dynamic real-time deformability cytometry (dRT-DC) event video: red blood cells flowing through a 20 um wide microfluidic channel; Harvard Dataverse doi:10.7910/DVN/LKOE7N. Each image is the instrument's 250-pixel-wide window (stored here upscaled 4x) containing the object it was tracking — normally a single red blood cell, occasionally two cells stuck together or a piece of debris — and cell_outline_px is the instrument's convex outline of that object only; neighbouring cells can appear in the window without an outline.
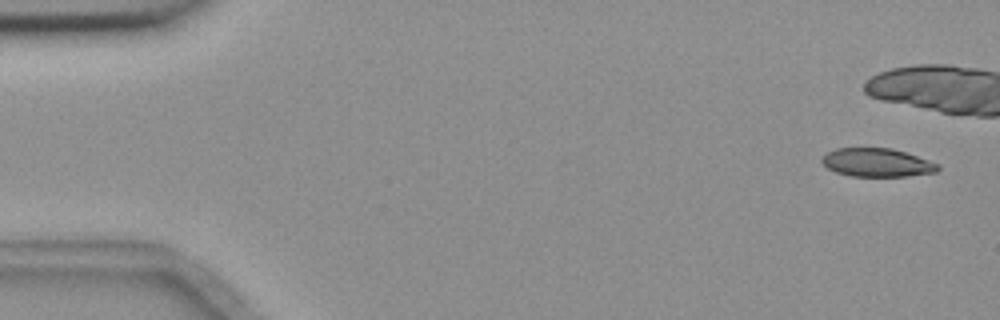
{"species": "common noctule bat (a hibernating species)", "species_latin": "Nyctalus noctula", "temperature_condition": "room temperature", "stored_images_in_passage": 8, "camera_frame_rate_fps": 3000, "um_per_image_px": 0.085, "animal": {"sex": "female", "body_mass_g": 18.4}, "frame": {"image": 1, "passage_image": 1, "time_ms": 0.0, "image_size_px": [1000, 320], "cell_outline_px": [[940, 168], [936, 172], [908, 176], [852, 176], [836, 172], [828, 168], [820, 160], [828, 152], [836, 148], [892, 148], [940, 164]], "centroid_in_image_um": [74.56, 13.82], "position_along_channel_um": 10.4, "area_um2": 19.07}}